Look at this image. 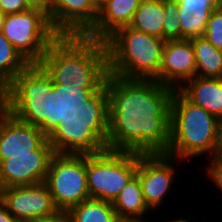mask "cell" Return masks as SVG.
<instances>
[{"label":"cell","mask_w":222,"mask_h":222,"mask_svg":"<svg viewBox=\"0 0 222 222\" xmlns=\"http://www.w3.org/2000/svg\"><path fill=\"white\" fill-rule=\"evenodd\" d=\"M44 183L59 211H68L90 198L86 174V133L76 143H64L51 157Z\"/></svg>","instance_id":"cell-6"},{"label":"cell","mask_w":222,"mask_h":222,"mask_svg":"<svg viewBox=\"0 0 222 222\" xmlns=\"http://www.w3.org/2000/svg\"><path fill=\"white\" fill-rule=\"evenodd\" d=\"M39 65L51 77L58 96L85 124L100 110L108 75L105 41L60 35Z\"/></svg>","instance_id":"cell-2"},{"label":"cell","mask_w":222,"mask_h":222,"mask_svg":"<svg viewBox=\"0 0 222 222\" xmlns=\"http://www.w3.org/2000/svg\"><path fill=\"white\" fill-rule=\"evenodd\" d=\"M6 14L0 9V33L3 31V25Z\"/></svg>","instance_id":"cell-33"},{"label":"cell","mask_w":222,"mask_h":222,"mask_svg":"<svg viewBox=\"0 0 222 222\" xmlns=\"http://www.w3.org/2000/svg\"><path fill=\"white\" fill-rule=\"evenodd\" d=\"M206 174L210 181L217 185L222 192V155L216 154L211 157L209 164H206Z\"/></svg>","instance_id":"cell-25"},{"label":"cell","mask_w":222,"mask_h":222,"mask_svg":"<svg viewBox=\"0 0 222 222\" xmlns=\"http://www.w3.org/2000/svg\"><path fill=\"white\" fill-rule=\"evenodd\" d=\"M171 222H190V221H188L187 219H175V220H173V221H171Z\"/></svg>","instance_id":"cell-34"},{"label":"cell","mask_w":222,"mask_h":222,"mask_svg":"<svg viewBox=\"0 0 222 222\" xmlns=\"http://www.w3.org/2000/svg\"><path fill=\"white\" fill-rule=\"evenodd\" d=\"M112 205L118 217L137 219L142 222H147L143 215L151 211L145 203L137 175L124 187Z\"/></svg>","instance_id":"cell-18"},{"label":"cell","mask_w":222,"mask_h":222,"mask_svg":"<svg viewBox=\"0 0 222 222\" xmlns=\"http://www.w3.org/2000/svg\"><path fill=\"white\" fill-rule=\"evenodd\" d=\"M164 4L163 39H181L177 0H162Z\"/></svg>","instance_id":"cell-23"},{"label":"cell","mask_w":222,"mask_h":222,"mask_svg":"<svg viewBox=\"0 0 222 222\" xmlns=\"http://www.w3.org/2000/svg\"><path fill=\"white\" fill-rule=\"evenodd\" d=\"M2 33L29 64H39L48 47L60 36L48 15L38 9L7 14Z\"/></svg>","instance_id":"cell-8"},{"label":"cell","mask_w":222,"mask_h":222,"mask_svg":"<svg viewBox=\"0 0 222 222\" xmlns=\"http://www.w3.org/2000/svg\"><path fill=\"white\" fill-rule=\"evenodd\" d=\"M203 36L215 48L222 50V4L212 11Z\"/></svg>","instance_id":"cell-24"},{"label":"cell","mask_w":222,"mask_h":222,"mask_svg":"<svg viewBox=\"0 0 222 222\" xmlns=\"http://www.w3.org/2000/svg\"><path fill=\"white\" fill-rule=\"evenodd\" d=\"M0 9L7 15L25 12L31 8L25 0H0Z\"/></svg>","instance_id":"cell-26"},{"label":"cell","mask_w":222,"mask_h":222,"mask_svg":"<svg viewBox=\"0 0 222 222\" xmlns=\"http://www.w3.org/2000/svg\"><path fill=\"white\" fill-rule=\"evenodd\" d=\"M219 119L174 90L170 107V143L165 154L179 162L217 154ZM191 158V159H190Z\"/></svg>","instance_id":"cell-4"},{"label":"cell","mask_w":222,"mask_h":222,"mask_svg":"<svg viewBox=\"0 0 222 222\" xmlns=\"http://www.w3.org/2000/svg\"><path fill=\"white\" fill-rule=\"evenodd\" d=\"M178 91L194 105L222 118V78L195 76L183 83Z\"/></svg>","instance_id":"cell-16"},{"label":"cell","mask_w":222,"mask_h":222,"mask_svg":"<svg viewBox=\"0 0 222 222\" xmlns=\"http://www.w3.org/2000/svg\"><path fill=\"white\" fill-rule=\"evenodd\" d=\"M31 9H38L48 15L50 21L51 0H25Z\"/></svg>","instance_id":"cell-28"},{"label":"cell","mask_w":222,"mask_h":222,"mask_svg":"<svg viewBox=\"0 0 222 222\" xmlns=\"http://www.w3.org/2000/svg\"><path fill=\"white\" fill-rule=\"evenodd\" d=\"M93 7L99 12L100 9L106 4L107 0H90Z\"/></svg>","instance_id":"cell-31"},{"label":"cell","mask_w":222,"mask_h":222,"mask_svg":"<svg viewBox=\"0 0 222 222\" xmlns=\"http://www.w3.org/2000/svg\"><path fill=\"white\" fill-rule=\"evenodd\" d=\"M181 39L203 36L212 11L222 0H177Z\"/></svg>","instance_id":"cell-17"},{"label":"cell","mask_w":222,"mask_h":222,"mask_svg":"<svg viewBox=\"0 0 222 222\" xmlns=\"http://www.w3.org/2000/svg\"><path fill=\"white\" fill-rule=\"evenodd\" d=\"M165 42L130 26L117 29L105 40L108 73L126 79L158 81Z\"/></svg>","instance_id":"cell-5"},{"label":"cell","mask_w":222,"mask_h":222,"mask_svg":"<svg viewBox=\"0 0 222 222\" xmlns=\"http://www.w3.org/2000/svg\"><path fill=\"white\" fill-rule=\"evenodd\" d=\"M136 172L137 152L104 148L86 134V174L90 198L113 202Z\"/></svg>","instance_id":"cell-7"},{"label":"cell","mask_w":222,"mask_h":222,"mask_svg":"<svg viewBox=\"0 0 222 222\" xmlns=\"http://www.w3.org/2000/svg\"><path fill=\"white\" fill-rule=\"evenodd\" d=\"M50 135L20 121L0 105V155L32 154Z\"/></svg>","instance_id":"cell-13"},{"label":"cell","mask_w":222,"mask_h":222,"mask_svg":"<svg viewBox=\"0 0 222 222\" xmlns=\"http://www.w3.org/2000/svg\"><path fill=\"white\" fill-rule=\"evenodd\" d=\"M97 18L90 0H51L50 23L59 35L84 36Z\"/></svg>","instance_id":"cell-14"},{"label":"cell","mask_w":222,"mask_h":222,"mask_svg":"<svg viewBox=\"0 0 222 222\" xmlns=\"http://www.w3.org/2000/svg\"><path fill=\"white\" fill-rule=\"evenodd\" d=\"M196 76V61L190 39L166 40L158 82L178 90Z\"/></svg>","instance_id":"cell-12"},{"label":"cell","mask_w":222,"mask_h":222,"mask_svg":"<svg viewBox=\"0 0 222 222\" xmlns=\"http://www.w3.org/2000/svg\"><path fill=\"white\" fill-rule=\"evenodd\" d=\"M0 222H18L0 202Z\"/></svg>","instance_id":"cell-29"},{"label":"cell","mask_w":222,"mask_h":222,"mask_svg":"<svg viewBox=\"0 0 222 222\" xmlns=\"http://www.w3.org/2000/svg\"><path fill=\"white\" fill-rule=\"evenodd\" d=\"M175 159L165 153H137L136 175L141 184L145 203L150 210L161 206L171 191L176 175L173 164Z\"/></svg>","instance_id":"cell-10"},{"label":"cell","mask_w":222,"mask_h":222,"mask_svg":"<svg viewBox=\"0 0 222 222\" xmlns=\"http://www.w3.org/2000/svg\"><path fill=\"white\" fill-rule=\"evenodd\" d=\"M217 154L222 155V118L219 119Z\"/></svg>","instance_id":"cell-30"},{"label":"cell","mask_w":222,"mask_h":222,"mask_svg":"<svg viewBox=\"0 0 222 222\" xmlns=\"http://www.w3.org/2000/svg\"><path fill=\"white\" fill-rule=\"evenodd\" d=\"M0 202L18 222H32L59 211L44 182L1 188Z\"/></svg>","instance_id":"cell-11"},{"label":"cell","mask_w":222,"mask_h":222,"mask_svg":"<svg viewBox=\"0 0 222 222\" xmlns=\"http://www.w3.org/2000/svg\"><path fill=\"white\" fill-rule=\"evenodd\" d=\"M0 105L64 143H76L86 133V124L58 96L51 77L39 64H30L0 92Z\"/></svg>","instance_id":"cell-3"},{"label":"cell","mask_w":222,"mask_h":222,"mask_svg":"<svg viewBox=\"0 0 222 222\" xmlns=\"http://www.w3.org/2000/svg\"><path fill=\"white\" fill-rule=\"evenodd\" d=\"M140 2L141 0H107L98 12L96 23L84 36L105 41L117 29L131 24Z\"/></svg>","instance_id":"cell-15"},{"label":"cell","mask_w":222,"mask_h":222,"mask_svg":"<svg viewBox=\"0 0 222 222\" xmlns=\"http://www.w3.org/2000/svg\"><path fill=\"white\" fill-rule=\"evenodd\" d=\"M32 222H72V220L67 211H58L51 216L38 218Z\"/></svg>","instance_id":"cell-27"},{"label":"cell","mask_w":222,"mask_h":222,"mask_svg":"<svg viewBox=\"0 0 222 222\" xmlns=\"http://www.w3.org/2000/svg\"><path fill=\"white\" fill-rule=\"evenodd\" d=\"M173 93V88L156 80L126 79L108 73L103 104L86 123V134L110 150L166 153Z\"/></svg>","instance_id":"cell-1"},{"label":"cell","mask_w":222,"mask_h":222,"mask_svg":"<svg viewBox=\"0 0 222 222\" xmlns=\"http://www.w3.org/2000/svg\"><path fill=\"white\" fill-rule=\"evenodd\" d=\"M72 222H115L118 218L112 202L89 198L67 211Z\"/></svg>","instance_id":"cell-21"},{"label":"cell","mask_w":222,"mask_h":222,"mask_svg":"<svg viewBox=\"0 0 222 222\" xmlns=\"http://www.w3.org/2000/svg\"><path fill=\"white\" fill-rule=\"evenodd\" d=\"M164 4L162 0H141L130 27L163 38Z\"/></svg>","instance_id":"cell-20"},{"label":"cell","mask_w":222,"mask_h":222,"mask_svg":"<svg viewBox=\"0 0 222 222\" xmlns=\"http://www.w3.org/2000/svg\"><path fill=\"white\" fill-rule=\"evenodd\" d=\"M115 222H142L140 220H137V219H132V218H121V217H118Z\"/></svg>","instance_id":"cell-32"},{"label":"cell","mask_w":222,"mask_h":222,"mask_svg":"<svg viewBox=\"0 0 222 222\" xmlns=\"http://www.w3.org/2000/svg\"><path fill=\"white\" fill-rule=\"evenodd\" d=\"M30 64L0 33V92Z\"/></svg>","instance_id":"cell-22"},{"label":"cell","mask_w":222,"mask_h":222,"mask_svg":"<svg viewBox=\"0 0 222 222\" xmlns=\"http://www.w3.org/2000/svg\"><path fill=\"white\" fill-rule=\"evenodd\" d=\"M196 61V76L222 78V50L215 48L204 36L190 38Z\"/></svg>","instance_id":"cell-19"},{"label":"cell","mask_w":222,"mask_h":222,"mask_svg":"<svg viewBox=\"0 0 222 222\" xmlns=\"http://www.w3.org/2000/svg\"><path fill=\"white\" fill-rule=\"evenodd\" d=\"M63 144L50 135L32 154L0 155V189L44 182L50 159Z\"/></svg>","instance_id":"cell-9"}]
</instances>
